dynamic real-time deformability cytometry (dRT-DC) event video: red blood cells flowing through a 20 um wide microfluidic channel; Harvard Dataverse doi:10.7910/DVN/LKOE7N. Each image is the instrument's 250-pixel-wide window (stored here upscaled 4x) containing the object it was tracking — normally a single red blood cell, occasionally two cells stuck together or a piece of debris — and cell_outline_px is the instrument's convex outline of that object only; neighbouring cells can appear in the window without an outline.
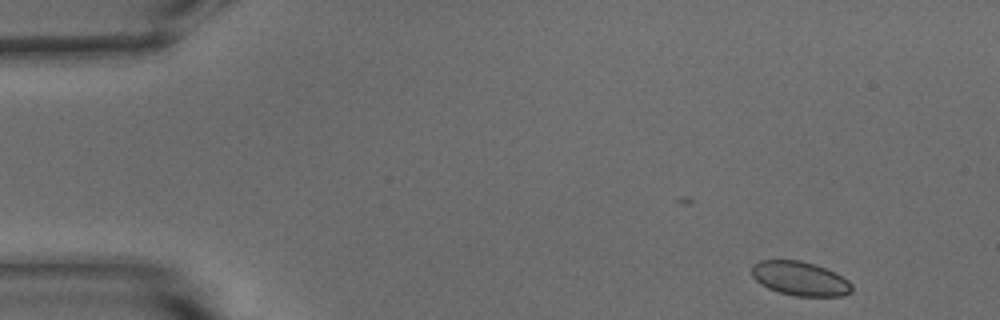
{"species": "common noctule bat (a hibernating species)", "species_latin": "Nyctalus noctula", "temperature_condition": "warm", "stored_images_in_passage": 16, "camera_frame_rate_fps": 3000, "um_per_image_px": 0.085, "animal": {"sex": "male", "body_mass_g": 15.6}, "frame": {"image": 1, "passage_image": 1, "time_ms": 0.0, "image_size_px": [1000, 320], "cell_outline_px": [[852, 292], [844, 296], [796, 296], [780, 292], [768, 288], [760, 284], [752, 276], [752, 264], [760, 260], [800, 260], [816, 264], [836, 272], [848, 280], [852, 284]], "centroid_in_image_um": [68.02, 23.67], "position_along_channel_um": 17.0, "area_um2": 20.11}}
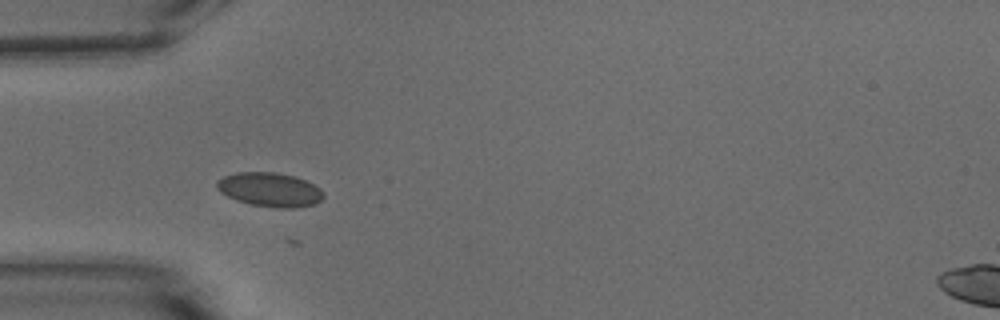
{"frame": {"image": 2, "passage_image": 13, "time_ms": 4.0, "image_size_px": [1000, 320], "cell_outline_px": [[324, 196], [316, 204], [296, 208], [276, 208], [252, 204], [236, 200], [220, 192], [216, 188], [216, 180], [224, 176], [236, 172], [276, 172], [292, 176], [304, 180], [320, 188], [324, 192]], "centroid_in_image_um": [22.92, 16.12], "position_along_channel_um": 62.1, "area_um2": 21.21}}